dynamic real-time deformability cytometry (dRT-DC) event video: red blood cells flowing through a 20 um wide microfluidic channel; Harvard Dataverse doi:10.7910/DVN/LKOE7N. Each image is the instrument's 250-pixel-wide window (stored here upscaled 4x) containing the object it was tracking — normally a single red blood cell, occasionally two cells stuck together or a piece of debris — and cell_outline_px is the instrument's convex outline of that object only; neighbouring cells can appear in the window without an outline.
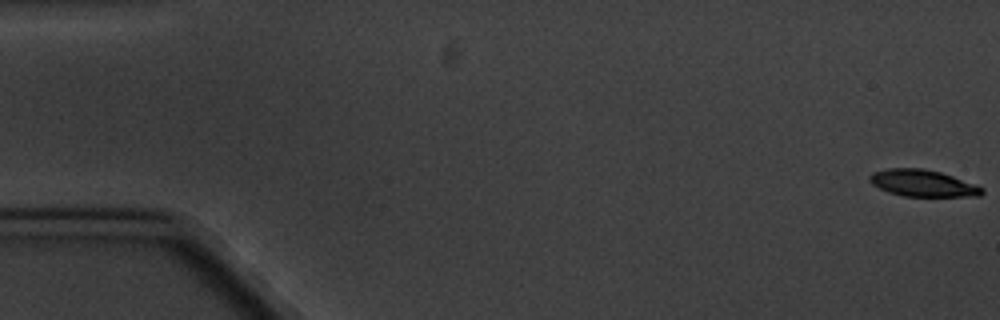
{"species": "common noctule bat (a hibernating species)", "species_latin": "Nyctalus noctula", "temperature_condition": "cold", "stored_images_in_passage": 5, "camera_frame_rate_fps": 3000, "um_per_image_px": 0.085, "animal": {"sex": "male", "body_mass_g": 20.1, "forearm_length_mm": 53.5}, "frame": {"image": 1, "passage_image": 1, "time_ms": 0.0, "image_size_px": [1000, 320], "cell_outline_px": [[984, 192], [980, 196], [904, 196], [888, 192], [872, 184], [868, 180], [868, 176], [872, 172], [888, 168], [924, 168], [940, 172], [952, 176], [984, 188]], "centroid_in_image_um": [78.4, 15.56], "position_along_channel_um": 6.6, "area_um2": 17.46}}
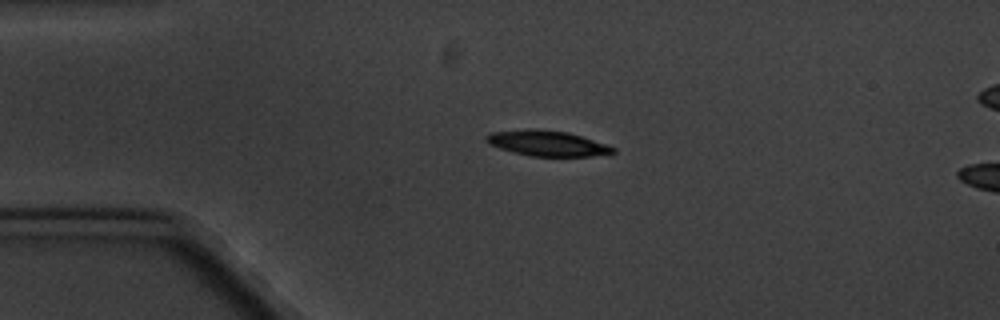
{"frame": {"image": 2, "passage_image": 4, "time_ms": 4.333, "image_size_px": [1000, 320], "cell_outline_px": [[616, 152], [612, 156], [532, 156], [500, 148], [488, 144], [484, 140], [484, 136], [492, 132], [528, 128], [536, 128], [568, 132], [616, 148]], "centroid_in_image_um": [46.54, 12.18], "position_along_channel_um": 38.5, "area_um2": 18.96}}